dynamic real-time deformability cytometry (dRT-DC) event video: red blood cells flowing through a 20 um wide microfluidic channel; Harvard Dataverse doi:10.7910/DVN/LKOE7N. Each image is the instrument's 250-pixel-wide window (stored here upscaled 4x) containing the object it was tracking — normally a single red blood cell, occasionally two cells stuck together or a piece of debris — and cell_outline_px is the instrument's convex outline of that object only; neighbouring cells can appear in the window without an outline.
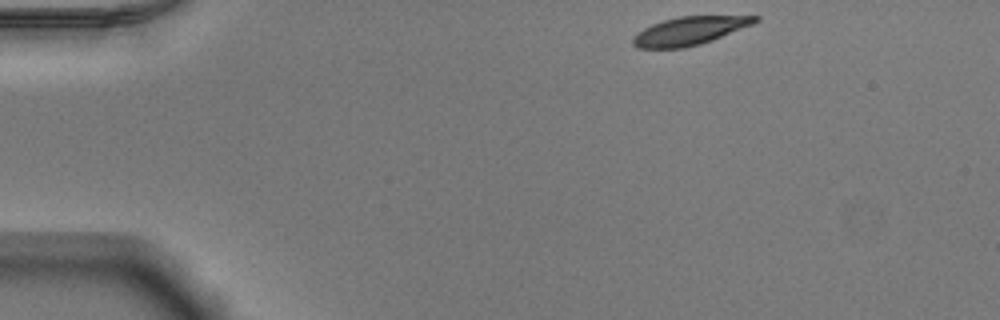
{"species": "Egyptian fruit bat (a non-hibernating species)", "species_latin": "Rousettus aegyptiacus", "temperature_condition": "warm", "stored_images_in_passage": 45, "camera_frame_rate_fps": 3000, "um_per_image_px": 0.085, "animal": {"sex": "male"}, "frame": {"image": 1, "passage_image": 1, "time_ms": 0.0, "image_size_px": [1000, 320], "cell_outline_px": [[760, 20], [752, 24], [712, 40], [700, 44], [684, 48], [636, 48], [632, 44], [632, 36], [636, 32], [652, 24], [664, 20], [680, 16], [760, 16]], "centroid_in_image_um": [58.56, 2.63], "position_along_channel_um": 26.4, "area_um2": 20.0}}
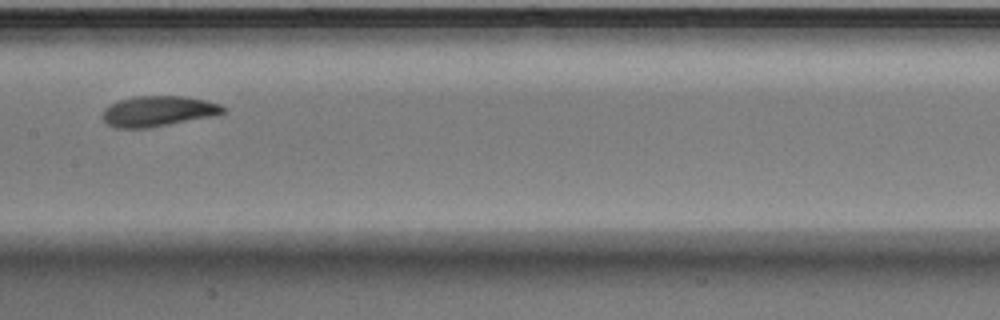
{"frame": {"image": 2, "passage_image": 20, "time_ms": 6.333, "image_size_px": [1000, 320], "cell_outline_px": [[228, 108], [224, 112], [212, 116], [148, 128], [116, 128], [108, 124], [104, 120], [104, 108], [120, 100], [132, 96], [184, 96], [208, 100], [220, 104]], "centroid_in_image_um": [13.48, 9.44], "position_along_channel_um": 193.9, "area_um2": 21.33}}
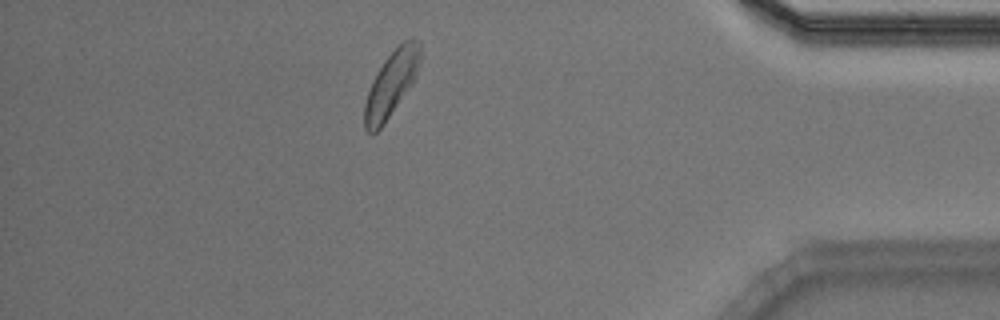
{"frame": {"image": 3, "passage_image": 39, "time_ms": 12.667, "image_size_px": [1000, 320], "cell_outline_px": [[420, 60], [416, 76], [412, 84], [380, 128], [372, 136], [364, 128], [364, 104], [372, 80], [376, 72], [384, 60], [404, 40], [412, 36], [420, 44]], "centroid_in_image_um": [33.24, 7.12], "position_along_channel_um": 402.0, "area_um2": 20.98}, "authors_computed_cell_mechanics": {"area_um2": 21.4438, "velocity_mm_per_s": 3.8535, "shape_relaxation_time_tau1_ms": 1.9817, "shape_relaxation_time_tau2_ms": 3.0502, "deformation_change_tau1": 0.1352, "deformation_change_tau2": 0.074}}